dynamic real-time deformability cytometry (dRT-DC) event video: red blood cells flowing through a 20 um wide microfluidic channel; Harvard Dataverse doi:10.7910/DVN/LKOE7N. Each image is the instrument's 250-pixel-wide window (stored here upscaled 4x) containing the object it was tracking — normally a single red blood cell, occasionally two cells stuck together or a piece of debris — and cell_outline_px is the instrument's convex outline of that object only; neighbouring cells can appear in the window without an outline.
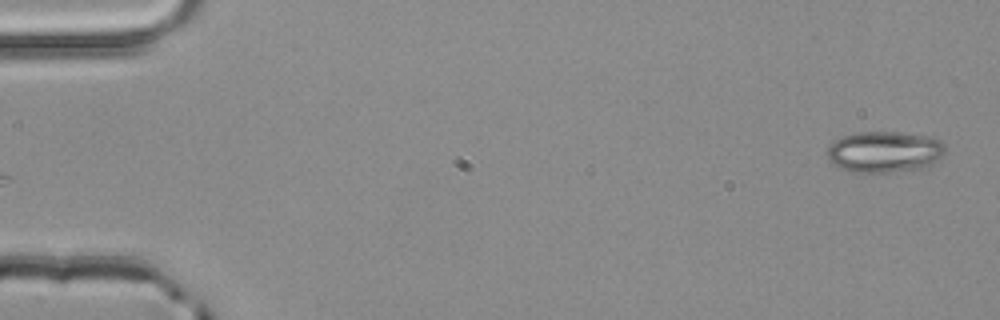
{"species": "common noctule bat (a hibernating species)", "species_latin": "Nyctalus noctula", "temperature_condition": "room temperature", "stored_images_in_passage": 3, "segment_of_instrument_passage": [2, 2], "camera_frame_rate_fps": 3000, "um_per_image_px": 0.085, "animal": {"sex": "male", "body_mass_g": 20.4}, "frame": {"image": 1, "passage_image": 3, "time_ms": 0.667, "image_size_px": [1000, 320], "cell_outline_px": [[944, 152], [932, 164], [920, 168], [888, 172], [852, 172], [840, 168], [828, 160], [828, 144], [840, 136], [856, 132], [896, 132], [932, 136], [940, 140], [944, 144]], "centroid_in_image_um": [75.14, 12.88], "position_along_channel_um": 9.9, "area_um2": 28.38}}